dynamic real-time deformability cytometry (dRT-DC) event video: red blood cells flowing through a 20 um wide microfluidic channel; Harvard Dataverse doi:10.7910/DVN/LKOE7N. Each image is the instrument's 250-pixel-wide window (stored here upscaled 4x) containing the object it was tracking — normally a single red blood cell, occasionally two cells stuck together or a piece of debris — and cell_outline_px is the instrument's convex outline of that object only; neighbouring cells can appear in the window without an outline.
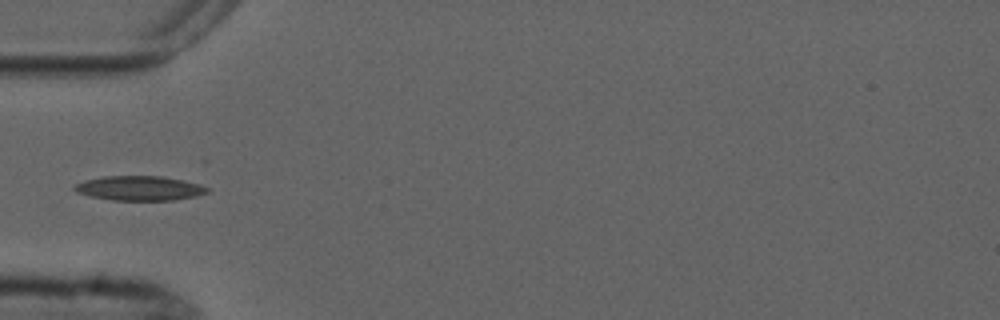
{"species": "common noctule bat (a hibernating species)", "species_latin": "Nyctalus noctula", "temperature_condition": "cold", "stored_images_in_passage": 4, "camera_frame_rate_fps": 3000, "um_per_image_px": 0.085, "animal": {"sex": "male", "forearm_length_mm": 52.5}, "frame": {"image": 1, "passage_image": 4, "time_ms": 4.0, "image_size_px": [1000, 320], "cell_outline_px": [[208, 192], [196, 196], [172, 200], [112, 200], [92, 196], [76, 192], [72, 188], [76, 184], [84, 180], [104, 176], [160, 176], [184, 180], [200, 184], [208, 188]], "centroid_in_image_um": [11.85, 15.99], "position_along_channel_um": 73.1, "area_um2": 18.9}}